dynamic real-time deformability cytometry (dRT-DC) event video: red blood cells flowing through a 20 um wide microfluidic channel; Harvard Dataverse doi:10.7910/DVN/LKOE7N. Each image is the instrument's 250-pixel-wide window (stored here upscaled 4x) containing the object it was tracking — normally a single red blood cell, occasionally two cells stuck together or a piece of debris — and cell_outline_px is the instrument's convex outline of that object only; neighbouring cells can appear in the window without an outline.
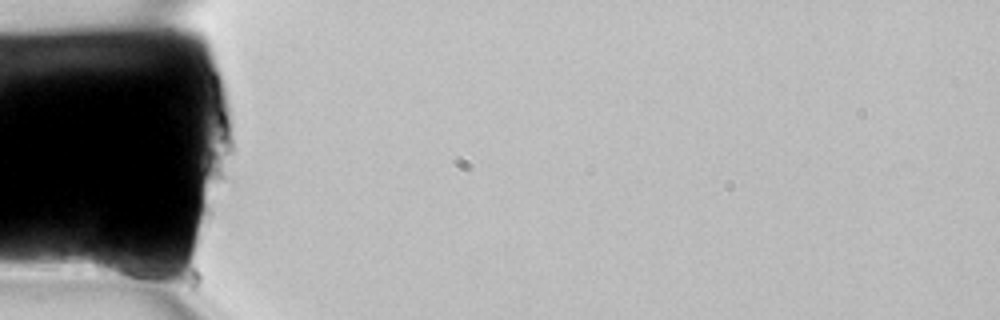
{"species": "common noctule bat (a hibernating species)", "species_latin": "Nyctalus noctula", "temperature_condition": "room temperature", "stored_images_in_passage": 3, "camera_frame_rate_fps": 3000, "um_per_image_px": 0.085, "animal": {"sex": "female", "body_mass_g": 22.7, "forearm_length_mm": 54.2}, "frame": {"image": 1, "passage_image": 1, "time_ms": 0.0, "image_size_px": [1000, 320], "cell_outline_px": [[160, 276], [136, 280], [96, 272], [92, 264], [92, 256], [96, 244], [136, 252]], "centroid_in_image_um": [10.3, 22.39], "position_along_channel_um": 74.7, "area_um2": 11.04}}